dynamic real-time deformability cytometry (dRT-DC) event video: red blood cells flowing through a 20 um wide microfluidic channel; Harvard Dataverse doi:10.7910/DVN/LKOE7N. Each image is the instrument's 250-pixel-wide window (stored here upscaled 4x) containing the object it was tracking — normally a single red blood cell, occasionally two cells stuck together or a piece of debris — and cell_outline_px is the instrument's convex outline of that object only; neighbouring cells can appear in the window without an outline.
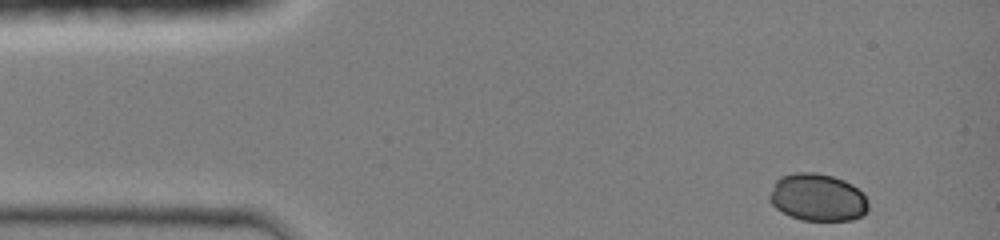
{"species": "common noctule bat (a hibernating species)", "species_latin": "Nyctalus noctula", "temperature_condition": "room temperature", "stored_images_in_passage": 37, "camera_frame_rate_fps": 3000, "um_per_image_px": 0.085, "animal": {"sex": "female", "body_mass_g": 19.0, "forearm_length_mm": 51.5}, "frame": {"image": 1, "passage_image": 1, "time_ms": 0.0, "image_size_px": [1000, 240], "cell_outline_px": [[868, 212], [852, 220], [800, 220], [776, 208], [768, 200], [768, 196], [776, 180], [780, 176], [792, 172], [816, 172], [832, 176], [844, 180], [852, 184], [864, 192], [868, 200]], "centroid_in_image_um": [69.51, 16.76], "position_along_channel_um": 15.5, "area_um2": 27.57}}
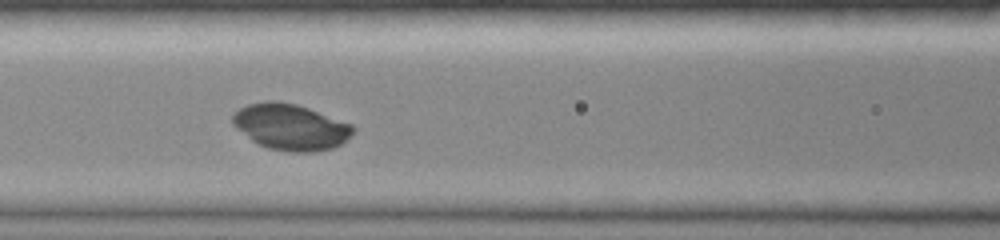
{"frame": {"image": 2, "passage_image": 16, "time_ms": 5.0, "image_size_px": [1000, 240], "cell_outline_px": [[356, 128], [340, 144], [332, 148], [312, 152], [292, 152], [268, 148], [256, 144], [236, 128], [232, 124], [232, 112], [248, 104], [268, 100], [276, 100], [296, 104], [308, 108], [352, 124]], "centroid_in_image_um": [24.65, 10.78], "position_along_channel_um": 142.0, "area_um2": 32.31}}
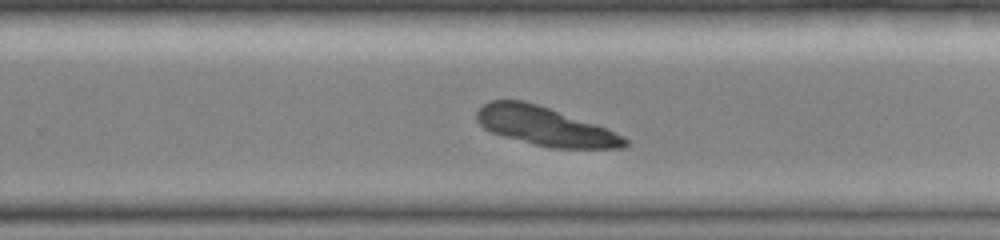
{"frame": {"image": 3, "passage_image": 26, "time_ms": 8.333, "image_size_px": [1000, 240], "cell_outline_px": [[628, 144], [624, 148], [548, 148], [504, 136], [492, 132], [484, 128], [476, 120], [476, 112], [484, 104], [492, 100], [524, 100], [608, 128], [624, 136], [628, 140]], "centroid_in_image_um": [46.35, 10.74], "position_along_channel_um": 283.5, "area_um2": 33.23}}